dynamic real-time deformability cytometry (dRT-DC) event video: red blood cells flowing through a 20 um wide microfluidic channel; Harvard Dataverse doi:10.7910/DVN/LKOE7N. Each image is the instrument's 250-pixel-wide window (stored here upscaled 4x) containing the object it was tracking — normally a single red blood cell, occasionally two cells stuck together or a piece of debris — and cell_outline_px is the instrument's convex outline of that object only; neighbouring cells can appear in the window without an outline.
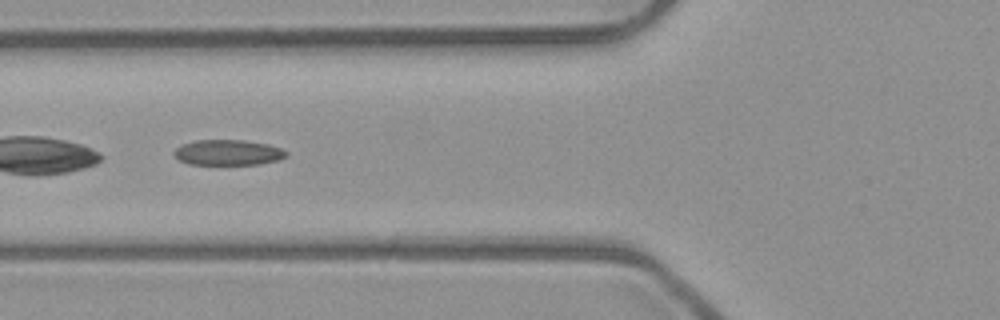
{"species": "common noctule bat (a hibernating species)", "species_latin": "Nyctalus noctula", "temperature_condition": "room temperature", "stored_images_in_passage": 6, "camera_frame_rate_fps": 3000, "um_per_image_px": 0.085, "animal": {"sex": "male", "body_mass_g": 23.1, "forearm_length_mm": 52.7}, "frame": {"image": 1, "passage_image": 4, "time_ms": 1.0, "image_size_px": [1000, 320], "cell_outline_px": [[288, 156], [276, 160], [260, 164], [188, 164], [172, 156], [172, 152], [176, 148], [184, 144], [196, 140], [244, 140], [268, 144], [280, 148], [288, 152]], "centroid_in_image_um": [19.36, 12.96], "position_along_channel_um": 106.4, "area_um2": 16.65}}
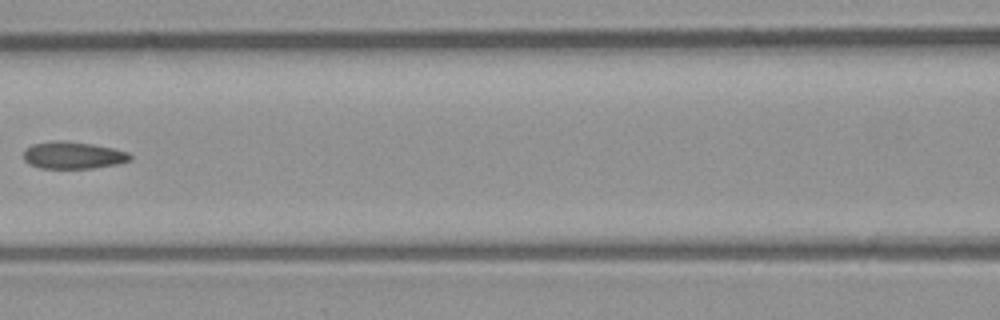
{"frame": {"image": 2, "passage_image": 5, "time_ms": 1.333, "image_size_px": [1000, 320], "cell_outline_px": [[132, 160], [116, 164], [92, 168], [40, 168], [28, 164], [24, 160], [24, 152], [32, 144], [56, 140], [60, 140], [92, 144], [112, 148], [128, 152], [132, 156]], "centroid_in_image_um": [6.21, 13.2], "position_along_channel_um": 160.4, "area_um2": 16.76}}
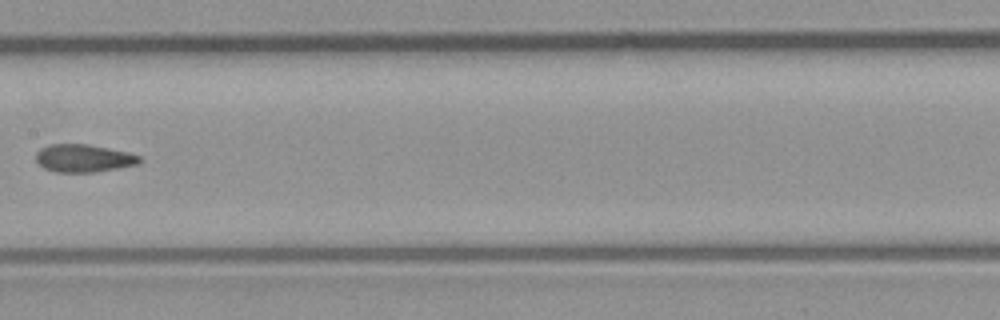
{"frame": {"image": 3, "passage_image": 6, "time_ms": 1.667, "image_size_px": [1000, 320], "cell_outline_px": [[144, 160], [136, 164], [96, 172], [56, 172], [44, 168], [36, 160], [36, 152], [40, 148], [52, 144], [88, 144], [128, 152], [140, 156]], "centroid_in_image_um": [7.1, 13.44], "position_along_channel_um": 200.3, "area_um2": 16.7}}